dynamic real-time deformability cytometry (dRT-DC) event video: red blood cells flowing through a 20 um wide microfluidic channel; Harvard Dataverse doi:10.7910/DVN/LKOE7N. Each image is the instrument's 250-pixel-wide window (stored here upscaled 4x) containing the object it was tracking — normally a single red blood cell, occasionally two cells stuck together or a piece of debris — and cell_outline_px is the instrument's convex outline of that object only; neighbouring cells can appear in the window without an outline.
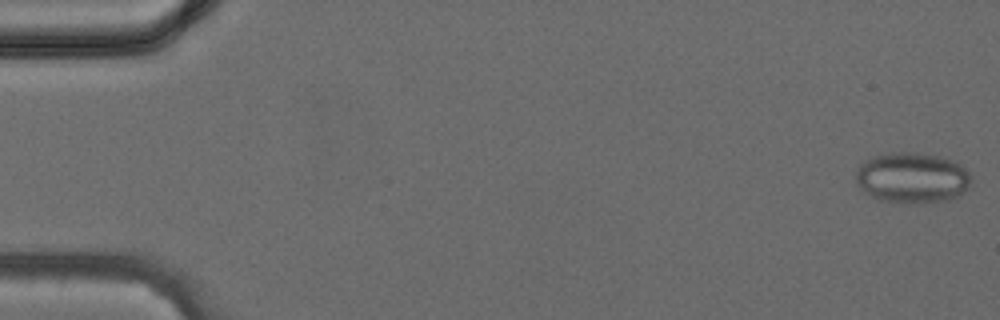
{"species": "common noctule bat (a hibernating species)", "species_latin": "Nyctalus noctula", "temperature_condition": "cold", "stored_images_in_passage": 39, "camera_frame_rate_fps": 3000, "um_per_image_px": 0.085, "animal": {"sex": "female", "body_mass_g": 24.6, "forearm_length_mm": 56.2}, "frame": {"image": 1, "passage_image": 1, "time_ms": 0.0, "image_size_px": [1000, 320], "cell_outline_px": [[972, 180], [968, 188], [960, 196], [948, 200], [916, 204], [912, 204], [880, 200], [872, 196], [860, 188], [856, 180], [856, 172], [860, 164], [864, 160], [872, 156], [892, 152], [908, 152], [936, 156], [952, 160], [960, 164], [968, 172]], "centroid_in_image_um": [77.54, 15.13], "position_along_channel_um": 7.5, "area_um2": 34.22}}
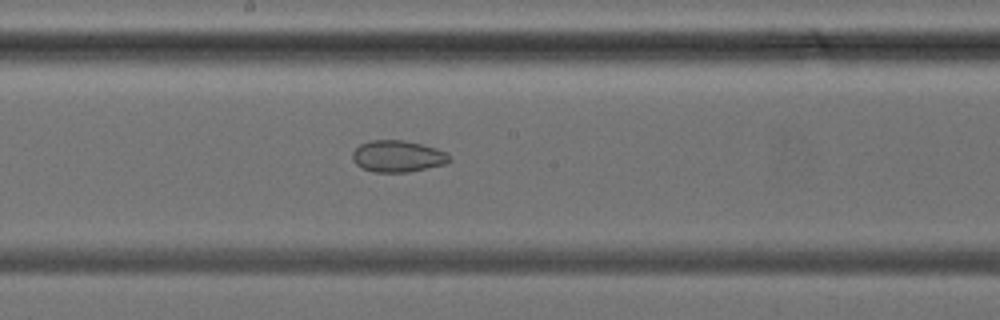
{"frame": {"image": 2, "passage_image": 21, "time_ms": 6.667, "image_size_px": [1000, 320], "cell_outline_px": [[452, 160], [444, 164], [408, 172], [372, 172], [356, 164], [352, 160], [352, 152], [360, 144], [372, 140], [404, 140], [436, 148], [444, 152]], "centroid_in_image_um": [33.77, 13.28], "position_along_channel_um": 214.4, "area_um2": 17.69}}
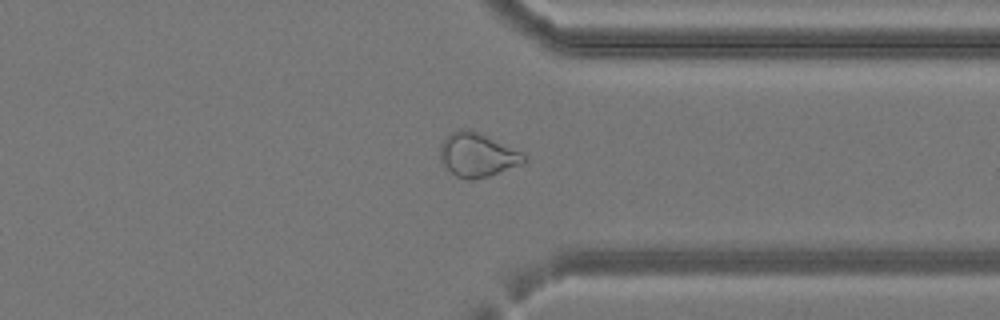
{"frame": {"image": 3, "passage_image": 30, "time_ms": 9.667, "image_size_px": [1000, 320], "cell_outline_px": [[528, 160], [524, 164], [488, 176], [472, 180], [468, 180], [456, 176], [444, 164], [440, 156], [440, 144], [452, 132], [460, 128], [472, 128], [524, 152]], "centroid_in_image_um": [40.64, 13.14], "position_along_channel_um": 370.8, "area_um2": 21.79}}